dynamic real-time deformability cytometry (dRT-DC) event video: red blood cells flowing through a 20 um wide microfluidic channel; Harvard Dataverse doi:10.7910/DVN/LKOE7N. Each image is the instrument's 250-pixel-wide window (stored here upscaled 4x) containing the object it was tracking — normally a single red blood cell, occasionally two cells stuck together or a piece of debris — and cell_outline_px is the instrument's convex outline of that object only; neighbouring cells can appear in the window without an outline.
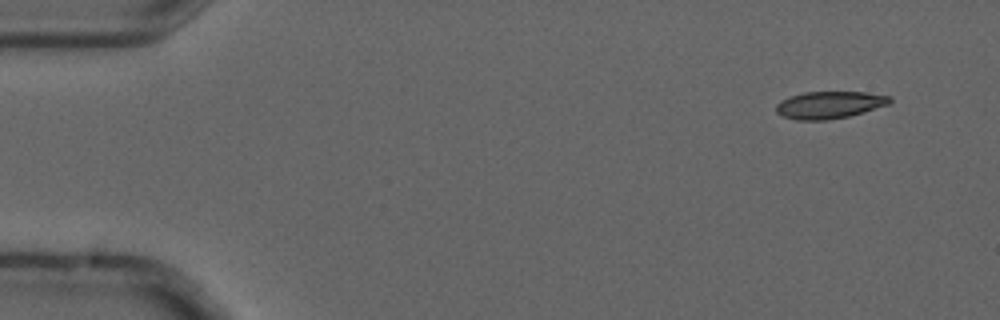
{"species": "common noctule bat (a hibernating species)", "species_latin": "Nyctalus noctula", "temperature_condition": "cold", "stored_images_in_passage": 5, "camera_frame_rate_fps": 3000, "um_per_image_px": 0.085, "animal": {"sex": "male", "forearm_length_mm": 52.5}, "frame": {"image": 1, "passage_image": 1, "time_ms": 0.0, "image_size_px": [1000, 320], "cell_outline_px": [[892, 100], [888, 104], [864, 112], [848, 116], [828, 120], [796, 120], [784, 116], [776, 112], [776, 104], [780, 100], [804, 92], [868, 92], [892, 96]], "centroid_in_image_um": [70.51, 8.91], "position_along_channel_um": 14.5, "area_um2": 18.03}}
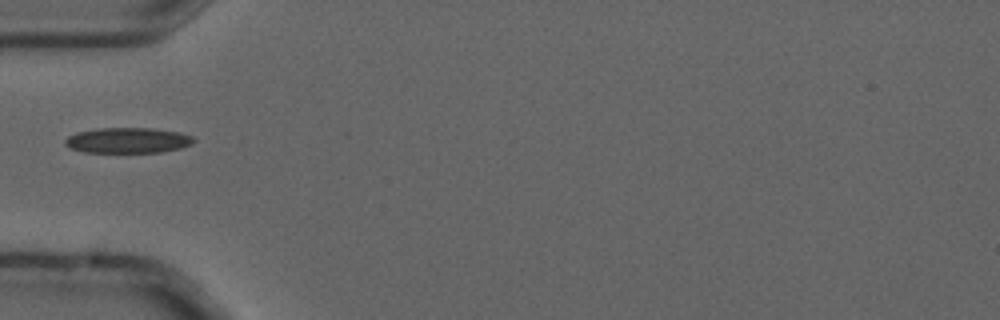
{"frame": {"image": 2, "passage_image": 5, "time_ms": 1.333, "image_size_px": [1000, 320], "cell_outline_px": [[196, 140], [192, 144], [180, 148], [160, 152], [84, 152], [68, 148], [64, 144], [64, 140], [68, 136], [76, 132], [96, 128], [152, 128], [180, 132], [192, 136]], "centroid_in_image_um": [10.84, 11.92], "position_along_channel_um": 74.2, "area_um2": 19.25}}